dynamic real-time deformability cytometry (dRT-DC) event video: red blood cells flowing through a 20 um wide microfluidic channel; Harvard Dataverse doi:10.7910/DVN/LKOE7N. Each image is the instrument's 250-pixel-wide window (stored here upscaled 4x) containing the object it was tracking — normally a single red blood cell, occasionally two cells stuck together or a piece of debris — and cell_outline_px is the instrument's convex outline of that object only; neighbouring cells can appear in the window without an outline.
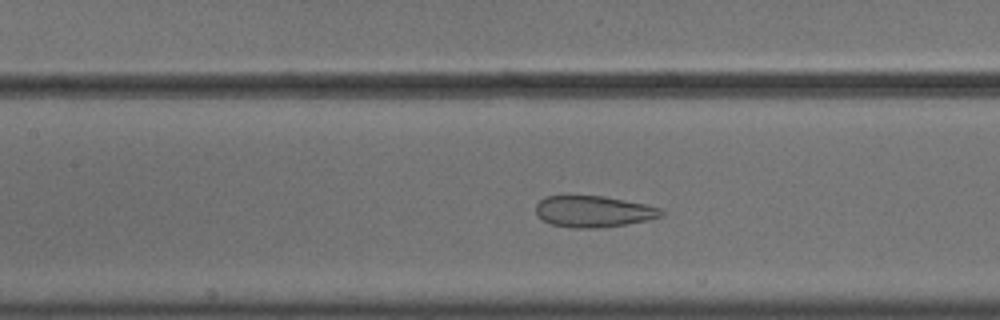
{"species": "common noctule bat (a hibernating species)", "species_latin": "Nyctalus noctula", "temperature_condition": "cold", "stored_images_in_passage": 46, "camera_frame_rate_fps": 3000, "um_per_image_px": 0.085, "animal": {"sex": "male", "body_mass_g": 18.8}, "frame": {"image": 1, "passage_image": 23, "time_ms": 7.333, "image_size_px": [1000, 320], "cell_outline_px": [[664, 212], [660, 216], [648, 220], [624, 224], [596, 228], [572, 228], [552, 224], [544, 220], [536, 212], [536, 204], [544, 196], [604, 196], [648, 204], [660, 208]], "centroid_in_image_um": [50.46, 17.96], "position_along_channel_um": 156.9, "area_um2": 22.77}}
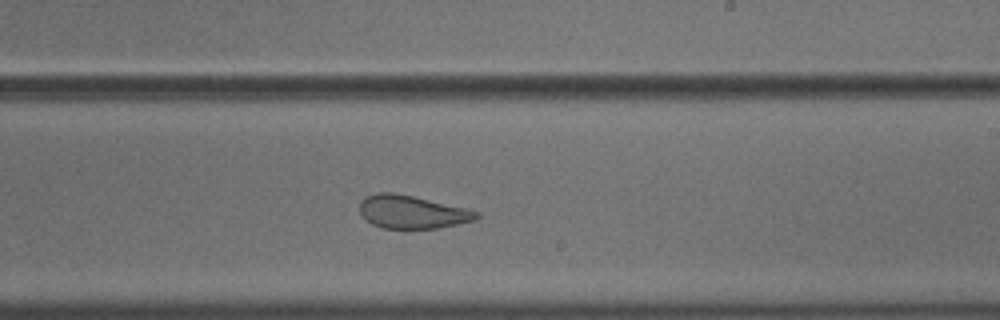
{"frame": {"image": 2, "passage_image": 31, "time_ms": 10.0, "image_size_px": [1000, 320], "cell_outline_px": [[480, 216], [476, 220], [436, 228], [384, 228], [372, 224], [364, 220], [360, 212], [360, 200], [364, 196], [376, 192], [392, 192], [412, 196], [464, 208], [480, 212]], "centroid_in_image_um": [34.97, 18.01], "position_along_channel_um": 254.0, "area_um2": 22.43}}
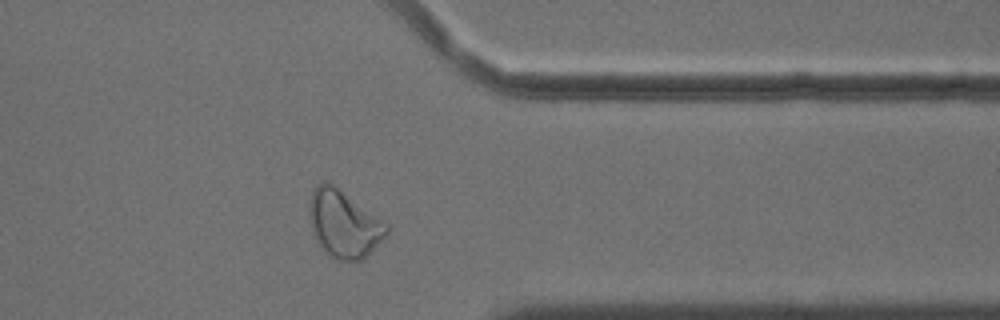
{"frame": {"image": 3, "passage_image": 42, "time_ms": 13.667, "image_size_px": [1000, 320], "cell_outline_px": [[388, 232], [360, 260], [336, 260], [328, 256], [316, 240], [308, 216], [308, 204], [312, 192], [316, 184], [324, 180], [332, 184], [388, 224]], "centroid_in_image_um": [29.16, 19.01], "position_along_channel_um": 382.2, "area_um2": 29.71}}